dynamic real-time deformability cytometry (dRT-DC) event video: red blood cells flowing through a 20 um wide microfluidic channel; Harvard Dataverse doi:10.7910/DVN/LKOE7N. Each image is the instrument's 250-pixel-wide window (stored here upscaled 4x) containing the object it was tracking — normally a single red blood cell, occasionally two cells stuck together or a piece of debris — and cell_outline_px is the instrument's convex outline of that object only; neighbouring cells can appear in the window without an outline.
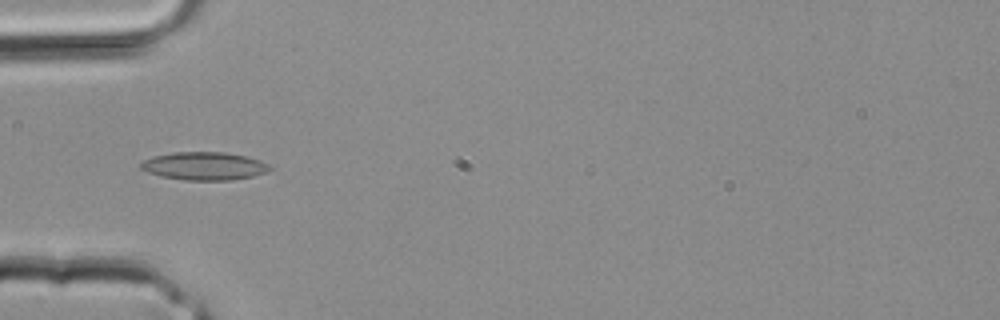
{"species": "common noctule bat (a hibernating species)", "species_latin": "Nyctalus noctula", "temperature_condition": "room temperature", "stored_images_in_passage": 3, "camera_frame_rate_fps": 3000, "um_per_image_px": 0.085, "animal": {"sex": "male", "body_mass_g": 20.4}, "frame": {"image": 1, "passage_image": 3, "time_ms": 0.667, "image_size_px": [1000, 320], "cell_outline_px": [[272, 168], [268, 172], [252, 176], [232, 180], [184, 180], [160, 176], [148, 172], [140, 168], [140, 164], [144, 160], [152, 156], [172, 152], [224, 152], [248, 156], [260, 160], [268, 164]], "centroid_in_image_um": [17.37, 14.11], "position_along_channel_um": 67.6, "area_um2": 21.21}}